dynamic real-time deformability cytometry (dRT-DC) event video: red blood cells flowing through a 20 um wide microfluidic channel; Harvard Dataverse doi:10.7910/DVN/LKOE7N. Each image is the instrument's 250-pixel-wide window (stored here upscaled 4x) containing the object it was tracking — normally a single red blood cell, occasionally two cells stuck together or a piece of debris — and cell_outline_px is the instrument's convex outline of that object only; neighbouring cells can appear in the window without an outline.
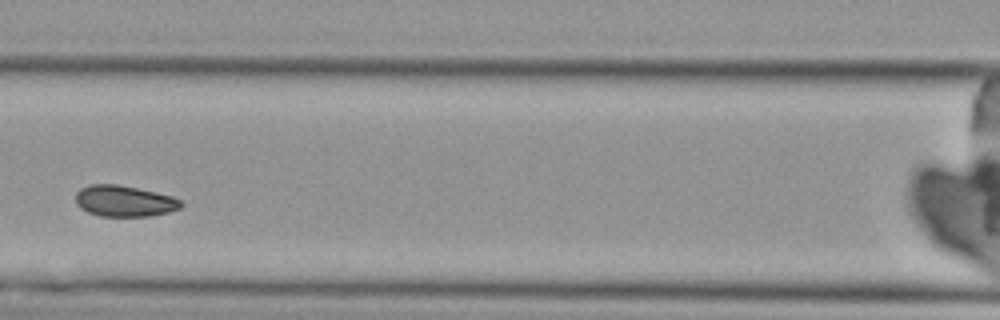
{"species": "Egyptian fruit bat (a non-hibernating species)", "species_latin": "Rousettus aegyptiacus", "temperature_condition": "cold", "stored_images_in_passage": 6, "camera_frame_rate_fps": 3000, "um_per_image_px": 0.085, "animal": {"sex": "female"}, "frame": {"image": 1, "passage_image": 3, "time_ms": 2.333, "image_size_px": [1000, 320], "cell_outline_px": [[184, 204], [180, 208], [168, 212], [148, 216], [100, 216], [88, 212], [80, 208], [76, 204], [76, 192], [80, 188], [88, 184], [116, 184], [156, 192], [172, 196], [180, 200]], "centroid_in_image_um": [10.54, 17.08], "position_along_channel_um": 156.1, "area_um2": 19.13}}
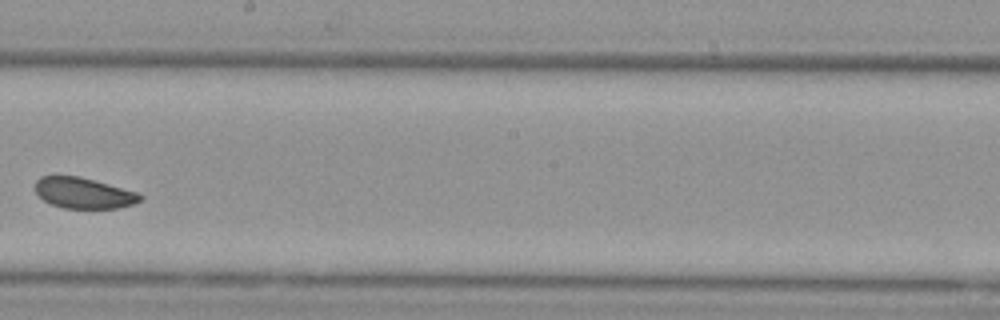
{"frame": {"image": 2, "passage_image": 5, "time_ms": 4.667, "image_size_px": [1000, 320], "cell_outline_px": [[144, 196], [140, 200], [132, 204], [116, 208], [64, 208], [52, 204], [44, 200], [36, 192], [36, 180], [40, 176], [80, 176], [136, 192]], "centroid_in_image_um": [7.09, 16.4], "position_along_channel_um": 241.1, "area_um2": 18.55}}
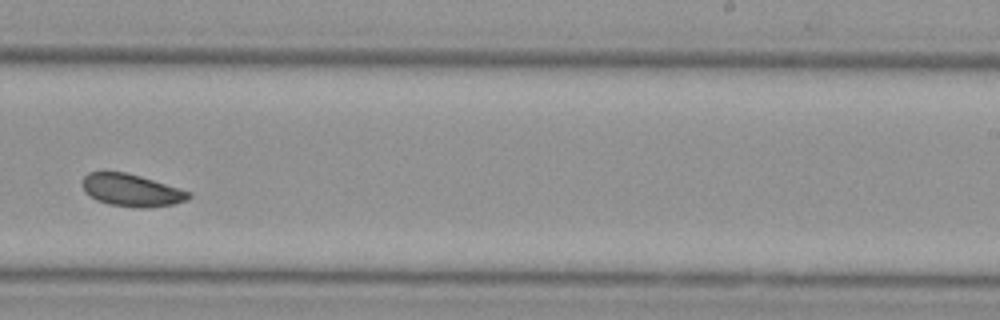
{"frame": {"image": 3, "passage_image": 6, "time_ms": 5.667, "image_size_px": [1000, 320], "cell_outline_px": [[192, 196], [188, 200], [172, 204], [140, 208], [136, 208], [108, 204], [96, 200], [84, 192], [84, 176], [88, 172], [124, 172], [140, 176], [192, 192]], "centroid_in_image_um": [11.19, 16.18], "position_along_channel_um": 277.8, "area_um2": 19.88}}